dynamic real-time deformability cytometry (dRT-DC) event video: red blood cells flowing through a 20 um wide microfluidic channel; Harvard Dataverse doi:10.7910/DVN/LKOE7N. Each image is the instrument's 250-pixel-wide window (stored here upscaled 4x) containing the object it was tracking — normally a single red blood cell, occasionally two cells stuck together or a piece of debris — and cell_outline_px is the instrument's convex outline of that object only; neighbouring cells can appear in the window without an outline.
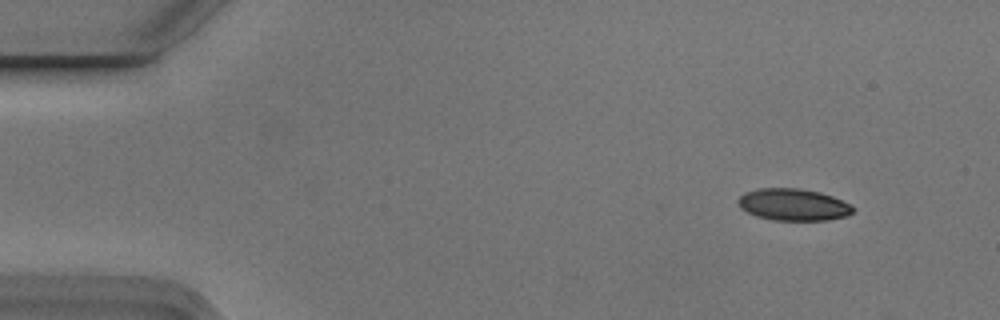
{"species": "Egyptian fruit bat (a non-hibernating species)", "species_latin": "Rousettus aegyptiacus", "temperature_condition": "cold", "stored_images_in_passage": 4, "camera_frame_rate_fps": 3000, "um_per_image_px": 0.085, "animal": {"sex": "male"}, "frame": {"image": 1, "passage_image": 1, "time_ms": 0.0, "image_size_px": [1000, 320], "cell_outline_px": [[856, 208], [848, 216], [828, 220], [772, 220], [756, 216], [740, 208], [736, 200], [744, 192], [760, 188], [800, 188], [820, 192], [832, 196], [852, 204]], "centroid_in_image_um": [67.45, 17.39], "position_along_channel_um": 17.6, "area_um2": 21.62}}
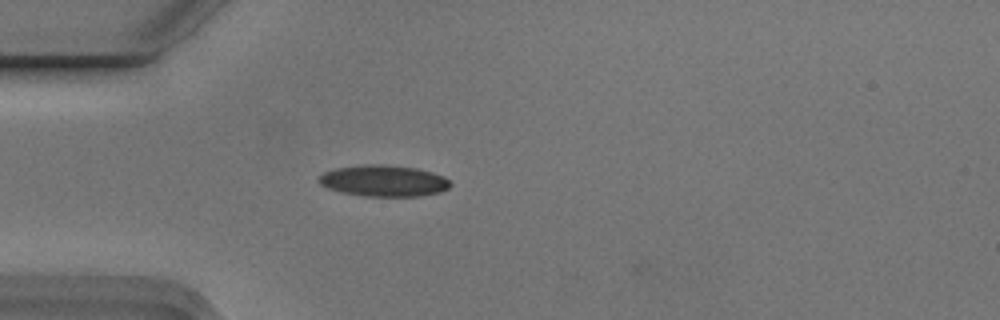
{"frame": {"image": 2, "passage_image": 4, "time_ms": 1.0, "image_size_px": [1000, 320], "cell_outline_px": [[452, 184], [448, 188], [440, 192], [420, 196], [364, 196], [340, 192], [328, 188], [320, 184], [316, 180], [324, 172], [336, 168], [364, 164], [380, 164], [416, 168], [432, 172], [444, 176]], "centroid_in_image_um": [32.6, 15.37], "position_along_channel_um": 52.4, "area_um2": 24.04}}